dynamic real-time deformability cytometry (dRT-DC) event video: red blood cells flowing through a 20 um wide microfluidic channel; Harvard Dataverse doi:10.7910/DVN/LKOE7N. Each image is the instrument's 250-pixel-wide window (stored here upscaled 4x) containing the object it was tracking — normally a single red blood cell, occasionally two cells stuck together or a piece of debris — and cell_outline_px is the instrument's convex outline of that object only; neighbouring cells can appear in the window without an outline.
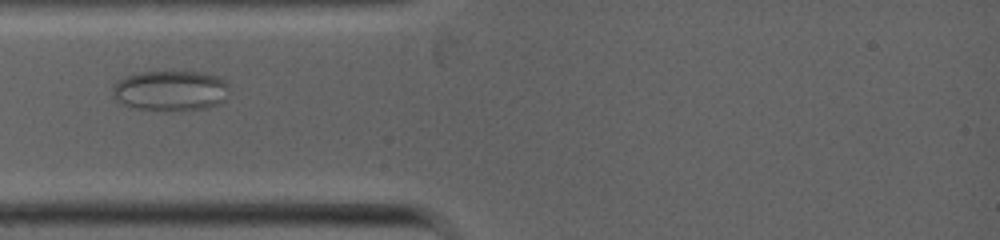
{"species": "common noctule bat (a hibernating species)", "species_latin": "Nyctalus noctula", "temperature_condition": "warm", "stored_images_in_passage": 26, "camera_frame_rate_fps": 5000, "um_per_image_px": 0.085, "animal": {"sex": "female", "body_mass_g": 19.0, "forearm_length_mm": 53.3}, "frame": {"image": 1, "passage_image": 3, "time_ms": 0.8, "image_size_px": [1000, 240], "cell_outline_px": [[228, 96], [220, 104], [208, 108], [180, 112], [164, 112], [136, 108], [124, 104], [116, 100], [112, 96], [112, 88], [116, 80], [140, 72], [204, 72], [220, 76], [228, 84]], "centroid_in_image_um": [14.53, 7.74], "position_along_channel_um": 70.5, "area_um2": 28.26}}
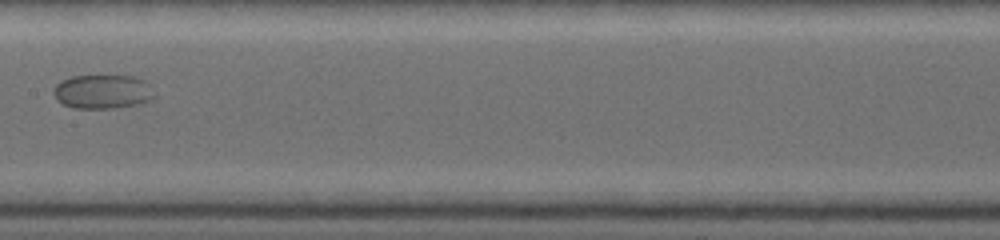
{"frame": {"image": 2, "passage_image": 10, "time_ms": 3.6, "image_size_px": [1000, 240], "cell_outline_px": [[156, 96], [148, 100], [136, 104], [116, 108], [72, 108], [56, 100], [52, 92], [56, 84], [72, 76], [136, 76], [144, 80], [148, 84]], "centroid_in_image_um": [8.7, 7.79], "position_along_channel_um": 198.7, "area_um2": 19.94}}
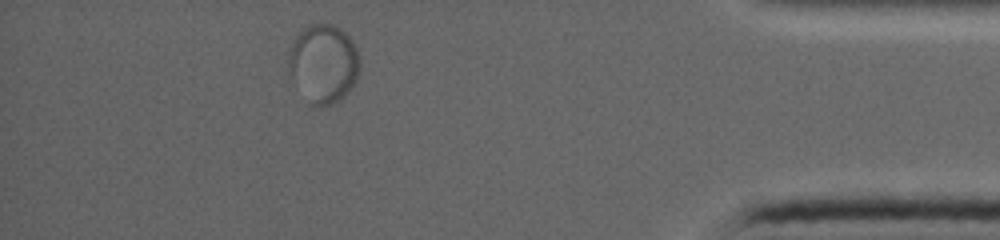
{"frame": {"image": 3, "passage_image": 24, "time_ms": 9.2, "image_size_px": [1000, 240], "cell_outline_px": [[360, 68], [356, 80], [348, 92], [340, 100], [332, 104], [312, 108], [288, 76], [288, 52], [300, 28], [308, 24], [332, 24], [340, 28], [352, 40], [356, 48], [360, 60]], "centroid_in_image_um": [27.46, 5.42], "position_along_channel_um": 407.7, "area_um2": 33.41}}